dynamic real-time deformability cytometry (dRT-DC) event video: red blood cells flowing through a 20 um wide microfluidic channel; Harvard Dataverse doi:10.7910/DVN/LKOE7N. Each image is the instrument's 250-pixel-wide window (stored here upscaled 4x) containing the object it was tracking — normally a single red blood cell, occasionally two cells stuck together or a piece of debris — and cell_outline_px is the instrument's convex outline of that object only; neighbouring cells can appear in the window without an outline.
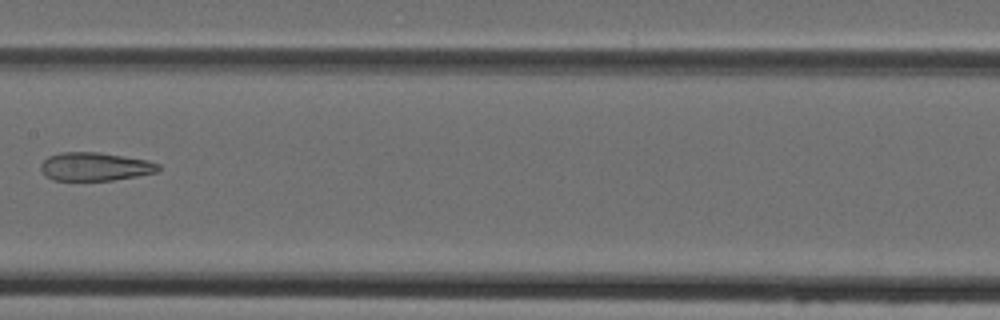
{"species": "Egyptian fruit bat (a non-hibernating species)", "species_latin": "Rousettus aegyptiacus", "temperature_condition": "cold", "stored_images_in_passage": 7, "camera_frame_rate_fps": 3000, "um_per_image_px": 0.085, "animal": {"sex": "female"}, "frame": {"image": 1, "passage_image": 6, "time_ms": 6.0, "image_size_px": [1000, 320], "cell_outline_px": [[160, 168], [156, 172], [136, 176], [112, 180], [52, 180], [44, 176], [40, 168], [40, 164], [48, 156], [60, 152], [100, 152], [148, 160], [160, 164]], "centroid_in_image_um": [8.04, 14.15], "position_along_channel_um": 199.4, "area_um2": 19.54}}
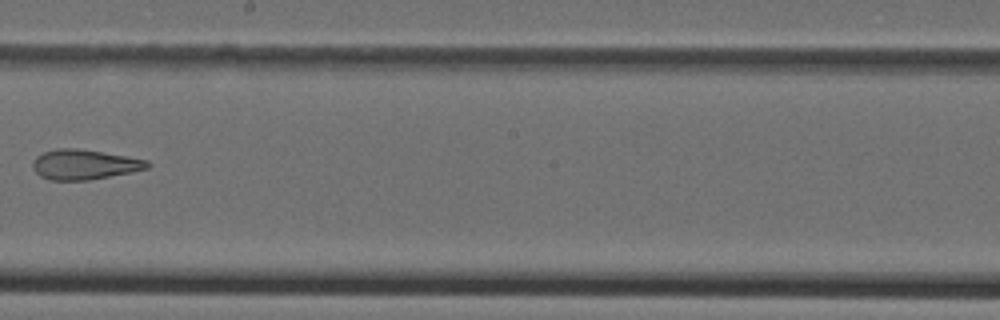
{"frame": {"image": 2, "passage_image": 7, "time_ms": 7.0, "image_size_px": [1000, 320], "cell_outline_px": [[152, 164], [148, 168], [132, 172], [88, 180], [48, 180], [40, 176], [32, 168], [32, 164], [36, 156], [44, 152], [60, 148], [76, 148], [128, 156], [148, 160]], "centroid_in_image_um": [7.18, 13.98], "position_along_channel_um": 241.0, "area_um2": 20.06}}